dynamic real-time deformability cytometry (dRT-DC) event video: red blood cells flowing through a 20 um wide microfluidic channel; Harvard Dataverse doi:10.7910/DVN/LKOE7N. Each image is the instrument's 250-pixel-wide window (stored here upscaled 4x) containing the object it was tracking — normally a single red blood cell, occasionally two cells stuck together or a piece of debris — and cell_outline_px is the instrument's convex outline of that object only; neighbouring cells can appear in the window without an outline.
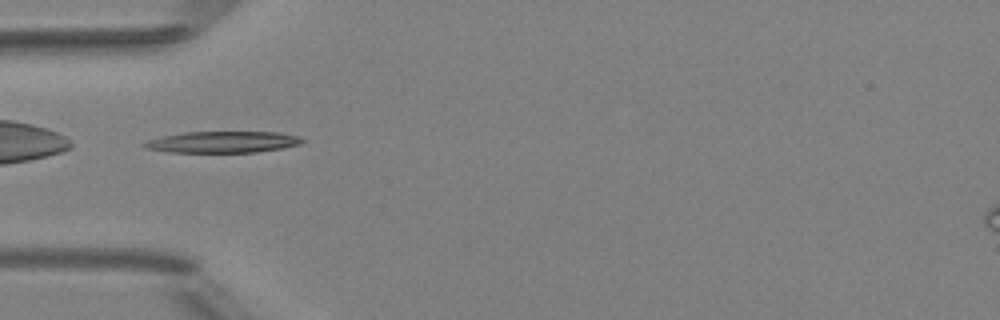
{"species": "Egyptian fruit bat (a non-hibernating species)", "species_latin": "Rousettus aegyptiacus", "temperature_condition": "room temperature", "stored_images_in_passage": 4, "camera_frame_rate_fps": 3000, "um_per_image_px": 0.085, "animal": {"sex": "female"}, "frame": {"image": 1, "passage_image": 3, "time_ms": 2.333, "image_size_px": [1000, 320], "cell_outline_px": [[304, 140], [300, 144], [280, 148], [256, 152], [168, 152], [148, 148], [140, 144], [148, 140], [164, 136], [184, 132], [280, 132], [300, 136]], "centroid_in_image_um": [18.95, 12.06], "position_along_channel_um": 66.1, "area_um2": 19.54}}
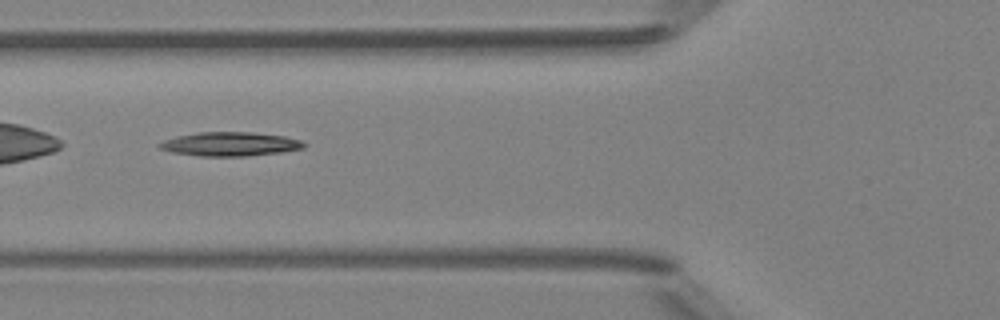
{"frame": {"image": 2, "passage_image": 4, "time_ms": 3.333, "image_size_px": [1000, 320], "cell_outline_px": [[308, 144], [304, 148], [280, 152], [248, 156], [200, 156], [172, 152], [160, 148], [156, 144], [164, 140], [176, 136], [196, 132], [252, 132], [284, 136], [300, 140]], "centroid_in_image_um": [19.55, 12.24], "position_along_channel_um": 106.2, "area_um2": 20.23}}